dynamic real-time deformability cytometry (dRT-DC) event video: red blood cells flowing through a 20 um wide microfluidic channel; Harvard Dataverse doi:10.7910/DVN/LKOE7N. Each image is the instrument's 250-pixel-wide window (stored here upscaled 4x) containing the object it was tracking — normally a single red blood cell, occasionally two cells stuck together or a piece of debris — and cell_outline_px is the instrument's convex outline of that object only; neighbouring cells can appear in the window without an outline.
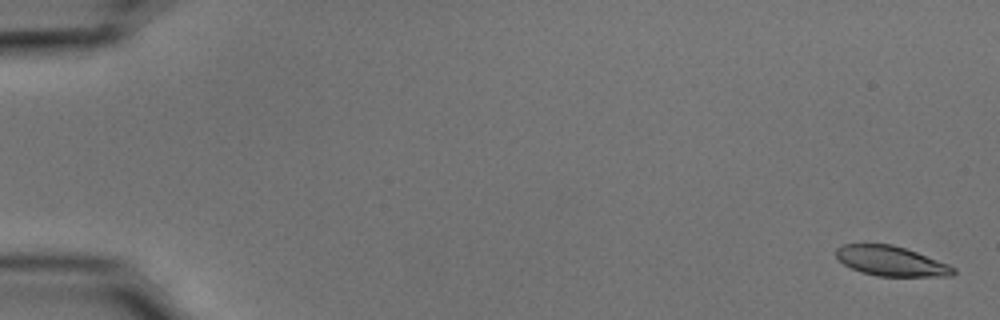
{"species": "common noctule bat (a hibernating species)", "species_latin": "Nyctalus noctula", "temperature_condition": "cold", "stored_images_in_passage": 55, "camera_frame_rate_fps": 3000, "um_per_image_px": 0.085, "animal": {"sex": "male", "body_mass_g": 15.6}, "frame": {"image": 1, "passage_image": 2, "time_ms": 0.333, "image_size_px": [1000, 320], "cell_outline_px": [[956, 272], [952, 276], [876, 276], [860, 272], [844, 264], [836, 256], [836, 248], [844, 244], [892, 244], [916, 252], [948, 264], [956, 268]], "centroid_in_image_um": [75.74, 22.2], "position_along_channel_um": 9.3, "area_um2": 20.29}}
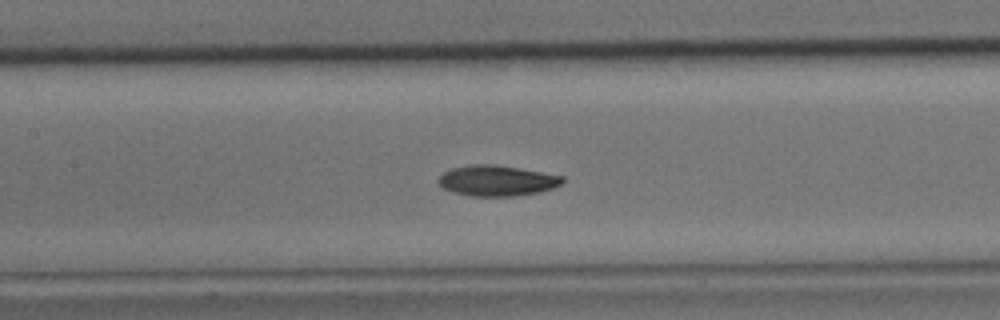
{"frame": {"image": 2, "passage_image": 27, "time_ms": 8.667, "image_size_px": [1000, 320], "cell_outline_px": [[564, 180], [560, 184], [552, 188], [540, 192], [516, 196], [468, 196], [452, 192], [444, 188], [436, 180], [444, 172], [452, 168], [468, 164], [496, 164], [520, 168], [564, 176]], "centroid_in_image_um": [42.22, 15.35], "position_along_channel_um": 165.2, "area_um2": 22.31}}
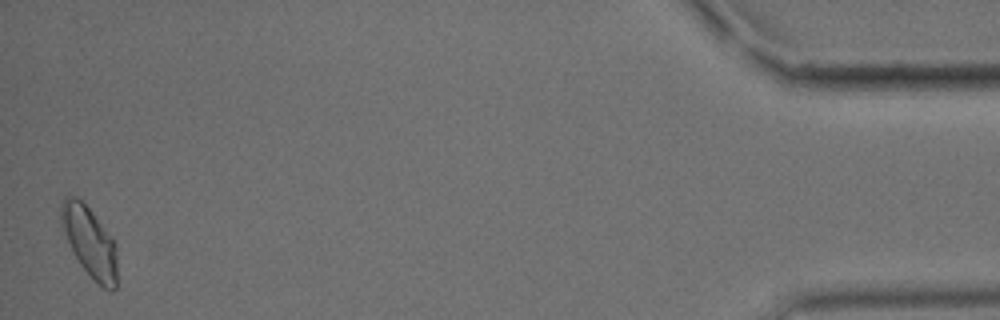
{"frame": {"image": 3, "passage_image": 55, "time_ms": 18.0, "image_size_px": [1000, 320], "cell_outline_px": [[116, 288], [112, 292], [108, 292], [80, 264], [60, 228], [60, 204], [64, 196], [76, 196], [92, 212], [112, 236], [116, 244]], "centroid_in_image_um": [7.6, 20.52], "position_along_channel_um": 427.6, "area_um2": 22.95}, "authors_computed_cell_mechanics": {"area_um2": 21.5594, "velocity_mm_per_s": 3.6913, "shape_relaxation_time_tau1_ms": 4.465, "shape_relaxation_time_tau2_ms": 6.59, "deformation_change_tau1": 0.1363, "deformation_change_tau2": 0.08}}